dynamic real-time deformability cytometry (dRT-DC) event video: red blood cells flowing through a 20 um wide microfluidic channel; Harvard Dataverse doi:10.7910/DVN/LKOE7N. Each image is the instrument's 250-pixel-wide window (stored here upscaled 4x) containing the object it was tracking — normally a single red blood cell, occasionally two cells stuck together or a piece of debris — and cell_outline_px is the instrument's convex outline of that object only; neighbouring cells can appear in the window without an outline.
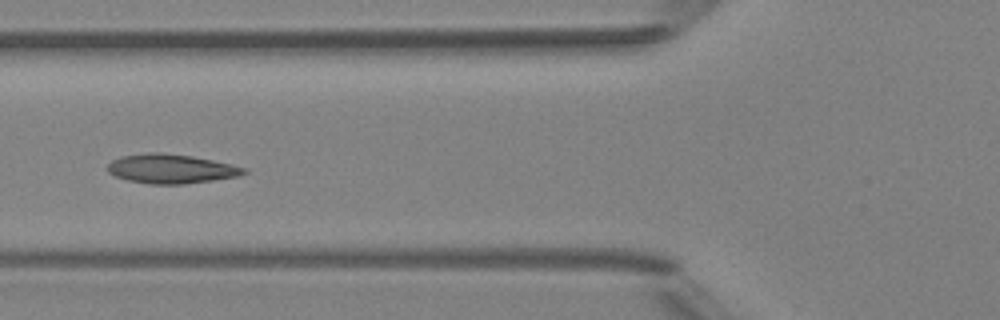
{"species": "Egyptian fruit bat (a non-hibernating species)", "species_latin": "Rousettus aegyptiacus", "temperature_condition": "room temperature", "stored_images_in_passage": 4, "camera_frame_rate_fps": 3000, "um_per_image_px": 0.085, "animal": {"sex": "female"}, "frame": {"image": 1, "passage_image": 4, "time_ms": 3.333, "image_size_px": [1000, 320], "cell_outline_px": [[248, 172], [236, 176], [212, 180], [184, 184], [148, 184], [128, 180], [116, 176], [108, 172], [108, 164], [112, 160], [120, 156], [148, 152], [164, 152], [192, 156], [232, 164], [248, 168]], "centroid_in_image_um": [14.54, 14.33], "position_along_channel_um": 111.3, "area_um2": 23.29}}